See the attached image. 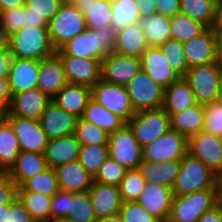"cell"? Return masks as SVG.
Returning a JSON list of instances; mask_svg holds the SVG:
<instances>
[{"mask_svg": "<svg viewBox=\"0 0 222 222\" xmlns=\"http://www.w3.org/2000/svg\"><path fill=\"white\" fill-rule=\"evenodd\" d=\"M2 49H9V47H8V36L0 28V50H2Z\"/></svg>", "mask_w": 222, "mask_h": 222, "instance_id": "cell-63", "label": "cell"}, {"mask_svg": "<svg viewBox=\"0 0 222 222\" xmlns=\"http://www.w3.org/2000/svg\"><path fill=\"white\" fill-rule=\"evenodd\" d=\"M115 53L140 57L149 47L145 33L138 23L130 24L116 33Z\"/></svg>", "mask_w": 222, "mask_h": 222, "instance_id": "cell-28", "label": "cell"}, {"mask_svg": "<svg viewBox=\"0 0 222 222\" xmlns=\"http://www.w3.org/2000/svg\"><path fill=\"white\" fill-rule=\"evenodd\" d=\"M18 138L10 124L4 120L0 124V168L8 172L15 164L20 152Z\"/></svg>", "mask_w": 222, "mask_h": 222, "instance_id": "cell-38", "label": "cell"}, {"mask_svg": "<svg viewBox=\"0 0 222 222\" xmlns=\"http://www.w3.org/2000/svg\"><path fill=\"white\" fill-rule=\"evenodd\" d=\"M81 118L97 125L108 134L115 132L127 124L122 118L113 114L92 98L88 101Z\"/></svg>", "mask_w": 222, "mask_h": 222, "instance_id": "cell-35", "label": "cell"}, {"mask_svg": "<svg viewBox=\"0 0 222 222\" xmlns=\"http://www.w3.org/2000/svg\"><path fill=\"white\" fill-rule=\"evenodd\" d=\"M204 132L222 138V105L212 102L204 105Z\"/></svg>", "mask_w": 222, "mask_h": 222, "instance_id": "cell-50", "label": "cell"}, {"mask_svg": "<svg viewBox=\"0 0 222 222\" xmlns=\"http://www.w3.org/2000/svg\"><path fill=\"white\" fill-rule=\"evenodd\" d=\"M6 113L0 112V124L5 120Z\"/></svg>", "mask_w": 222, "mask_h": 222, "instance_id": "cell-68", "label": "cell"}, {"mask_svg": "<svg viewBox=\"0 0 222 222\" xmlns=\"http://www.w3.org/2000/svg\"><path fill=\"white\" fill-rule=\"evenodd\" d=\"M69 211V192L59 190L52 197L51 222L65 219Z\"/></svg>", "mask_w": 222, "mask_h": 222, "instance_id": "cell-52", "label": "cell"}, {"mask_svg": "<svg viewBox=\"0 0 222 222\" xmlns=\"http://www.w3.org/2000/svg\"><path fill=\"white\" fill-rule=\"evenodd\" d=\"M11 101V94L7 78H0V112L7 113Z\"/></svg>", "mask_w": 222, "mask_h": 222, "instance_id": "cell-55", "label": "cell"}, {"mask_svg": "<svg viewBox=\"0 0 222 222\" xmlns=\"http://www.w3.org/2000/svg\"><path fill=\"white\" fill-rule=\"evenodd\" d=\"M139 7V15L150 16L156 13V0H136Z\"/></svg>", "mask_w": 222, "mask_h": 222, "instance_id": "cell-56", "label": "cell"}, {"mask_svg": "<svg viewBox=\"0 0 222 222\" xmlns=\"http://www.w3.org/2000/svg\"><path fill=\"white\" fill-rule=\"evenodd\" d=\"M17 197L35 222H51L52 197L42 193L17 188Z\"/></svg>", "mask_w": 222, "mask_h": 222, "instance_id": "cell-34", "label": "cell"}, {"mask_svg": "<svg viewBox=\"0 0 222 222\" xmlns=\"http://www.w3.org/2000/svg\"><path fill=\"white\" fill-rule=\"evenodd\" d=\"M213 201L214 189L174 196L167 222H198L201 215L214 206Z\"/></svg>", "mask_w": 222, "mask_h": 222, "instance_id": "cell-7", "label": "cell"}, {"mask_svg": "<svg viewBox=\"0 0 222 222\" xmlns=\"http://www.w3.org/2000/svg\"><path fill=\"white\" fill-rule=\"evenodd\" d=\"M112 29L117 33L130 24L138 23L140 18L136 0H112Z\"/></svg>", "mask_w": 222, "mask_h": 222, "instance_id": "cell-40", "label": "cell"}, {"mask_svg": "<svg viewBox=\"0 0 222 222\" xmlns=\"http://www.w3.org/2000/svg\"><path fill=\"white\" fill-rule=\"evenodd\" d=\"M0 222H35L23 203L16 196L10 204L0 208Z\"/></svg>", "mask_w": 222, "mask_h": 222, "instance_id": "cell-51", "label": "cell"}, {"mask_svg": "<svg viewBox=\"0 0 222 222\" xmlns=\"http://www.w3.org/2000/svg\"><path fill=\"white\" fill-rule=\"evenodd\" d=\"M91 96L98 104L104 106L126 123L136 113L132 107L126 87L99 80L91 87Z\"/></svg>", "mask_w": 222, "mask_h": 222, "instance_id": "cell-10", "label": "cell"}, {"mask_svg": "<svg viewBox=\"0 0 222 222\" xmlns=\"http://www.w3.org/2000/svg\"><path fill=\"white\" fill-rule=\"evenodd\" d=\"M39 70L38 89L51 99L68 84L62 61L56 53L41 59Z\"/></svg>", "mask_w": 222, "mask_h": 222, "instance_id": "cell-22", "label": "cell"}, {"mask_svg": "<svg viewBox=\"0 0 222 222\" xmlns=\"http://www.w3.org/2000/svg\"><path fill=\"white\" fill-rule=\"evenodd\" d=\"M11 54L9 49L0 50V78H7Z\"/></svg>", "mask_w": 222, "mask_h": 222, "instance_id": "cell-57", "label": "cell"}, {"mask_svg": "<svg viewBox=\"0 0 222 222\" xmlns=\"http://www.w3.org/2000/svg\"><path fill=\"white\" fill-rule=\"evenodd\" d=\"M51 100L46 93H43L38 88L12 95L5 116L39 120Z\"/></svg>", "mask_w": 222, "mask_h": 222, "instance_id": "cell-18", "label": "cell"}, {"mask_svg": "<svg viewBox=\"0 0 222 222\" xmlns=\"http://www.w3.org/2000/svg\"><path fill=\"white\" fill-rule=\"evenodd\" d=\"M215 102L222 105V76H221L219 84H218V90H217Z\"/></svg>", "mask_w": 222, "mask_h": 222, "instance_id": "cell-66", "label": "cell"}, {"mask_svg": "<svg viewBox=\"0 0 222 222\" xmlns=\"http://www.w3.org/2000/svg\"><path fill=\"white\" fill-rule=\"evenodd\" d=\"M25 6V0H0V12Z\"/></svg>", "mask_w": 222, "mask_h": 222, "instance_id": "cell-59", "label": "cell"}, {"mask_svg": "<svg viewBox=\"0 0 222 222\" xmlns=\"http://www.w3.org/2000/svg\"><path fill=\"white\" fill-rule=\"evenodd\" d=\"M91 98V87L68 83L52 101L63 110L81 118Z\"/></svg>", "mask_w": 222, "mask_h": 222, "instance_id": "cell-27", "label": "cell"}, {"mask_svg": "<svg viewBox=\"0 0 222 222\" xmlns=\"http://www.w3.org/2000/svg\"><path fill=\"white\" fill-rule=\"evenodd\" d=\"M216 35L217 54L220 61H222V27L213 28Z\"/></svg>", "mask_w": 222, "mask_h": 222, "instance_id": "cell-60", "label": "cell"}, {"mask_svg": "<svg viewBox=\"0 0 222 222\" xmlns=\"http://www.w3.org/2000/svg\"><path fill=\"white\" fill-rule=\"evenodd\" d=\"M187 153L188 138L173 129L142 147L143 160L158 163L181 159Z\"/></svg>", "mask_w": 222, "mask_h": 222, "instance_id": "cell-11", "label": "cell"}, {"mask_svg": "<svg viewBox=\"0 0 222 222\" xmlns=\"http://www.w3.org/2000/svg\"><path fill=\"white\" fill-rule=\"evenodd\" d=\"M138 170L146 183H158L172 188L180 170V159L160 163L142 160Z\"/></svg>", "mask_w": 222, "mask_h": 222, "instance_id": "cell-29", "label": "cell"}, {"mask_svg": "<svg viewBox=\"0 0 222 222\" xmlns=\"http://www.w3.org/2000/svg\"><path fill=\"white\" fill-rule=\"evenodd\" d=\"M140 60L142 71L164 89L180 78L167 63L160 47H148Z\"/></svg>", "mask_w": 222, "mask_h": 222, "instance_id": "cell-21", "label": "cell"}, {"mask_svg": "<svg viewBox=\"0 0 222 222\" xmlns=\"http://www.w3.org/2000/svg\"><path fill=\"white\" fill-rule=\"evenodd\" d=\"M40 60L11 57L8 85L11 96L38 88Z\"/></svg>", "mask_w": 222, "mask_h": 222, "instance_id": "cell-16", "label": "cell"}, {"mask_svg": "<svg viewBox=\"0 0 222 222\" xmlns=\"http://www.w3.org/2000/svg\"><path fill=\"white\" fill-rule=\"evenodd\" d=\"M26 26V7H16L0 12V28L7 36Z\"/></svg>", "mask_w": 222, "mask_h": 222, "instance_id": "cell-48", "label": "cell"}, {"mask_svg": "<svg viewBox=\"0 0 222 222\" xmlns=\"http://www.w3.org/2000/svg\"><path fill=\"white\" fill-rule=\"evenodd\" d=\"M18 138L21 151L44 153L48 144V137L41 128L39 120L5 116Z\"/></svg>", "mask_w": 222, "mask_h": 222, "instance_id": "cell-14", "label": "cell"}, {"mask_svg": "<svg viewBox=\"0 0 222 222\" xmlns=\"http://www.w3.org/2000/svg\"><path fill=\"white\" fill-rule=\"evenodd\" d=\"M214 187L222 191V170L215 173Z\"/></svg>", "mask_w": 222, "mask_h": 222, "instance_id": "cell-64", "label": "cell"}, {"mask_svg": "<svg viewBox=\"0 0 222 222\" xmlns=\"http://www.w3.org/2000/svg\"><path fill=\"white\" fill-rule=\"evenodd\" d=\"M81 145L74 134L50 139L44 151V156L50 168H57L69 162L78 160Z\"/></svg>", "mask_w": 222, "mask_h": 222, "instance_id": "cell-25", "label": "cell"}, {"mask_svg": "<svg viewBox=\"0 0 222 222\" xmlns=\"http://www.w3.org/2000/svg\"><path fill=\"white\" fill-rule=\"evenodd\" d=\"M170 22L171 39L181 41L182 43L190 41L207 28L200 22L182 13H178L171 17Z\"/></svg>", "mask_w": 222, "mask_h": 222, "instance_id": "cell-41", "label": "cell"}, {"mask_svg": "<svg viewBox=\"0 0 222 222\" xmlns=\"http://www.w3.org/2000/svg\"><path fill=\"white\" fill-rule=\"evenodd\" d=\"M127 124L142 147L171 129L170 115L163 108L138 111Z\"/></svg>", "mask_w": 222, "mask_h": 222, "instance_id": "cell-6", "label": "cell"}, {"mask_svg": "<svg viewBox=\"0 0 222 222\" xmlns=\"http://www.w3.org/2000/svg\"><path fill=\"white\" fill-rule=\"evenodd\" d=\"M74 135L80 145H108L109 134L82 118L77 120Z\"/></svg>", "mask_w": 222, "mask_h": 222, "instance_id": "cell-43", "label": "cell"}, {"mask_svg": "<svg viewBox=\"0 0 222 222\" xmlns=\"http://www.w3.org/2000/svg\"><path fill=\"white\" fill-rule=\"evenodd\" d=\"M127 170V168L108 156L94 176V181L118 187Z\"/></svg>", "mask_w": 222, "mask_h": 222, "instance_id": "cell-47", "label": "cell"}, {"mask_svg": "<svg viewBox=\"0 0 222 222\" xmlns=\"http://www.w3.org/2000/svg\"><path fill=\"white\" fill-rule=\"evenodd\" d=\"M173 197L172 188L158 183H146L137 202L160 222H167Z\"/></svg>", "mask_w": 222, "mask_h": 222, "instance_id": "cell-19", "label": "cell"}, {"mask_svg": "<svg viewBox=\"0 0 222 222\" xmlns=\"http://www.w3.org/2000/svg\"><path fill=\"white\" fill-rule=\"evenodd\" d=\"M108 156V145H81L78 161L92 176H95Z\"/></svg>", "mask_w": 222, "mask_h": 222, "instance_id": "cell-42", "label": "cell"}, {"mask_svg": "<svg viewBox=\"0 0 222 222\" xmlns=\"http://www.w3.org/2000/svg\"><path fill=\"white\" fill-rule=\"evenodd\" d=\"M48 168L44 153L20 151L15 164L7 173L18 188L27 180Z\"/></svg>", "mask_w": 222, "mask_h": 222, "instance_id": "cell-26", "label": "cell"}, {"mask_svg": "<svg viewBox=\"0 0 222 222\" xmlns=\"http://www.w3.org/2000/svg\"><path fill=\"white\" fill-rule=\"evenodd\" d=\"M65 219L73 222H97L88 191L69 192V211Z\"/></svg>", "mask_w": 222, "mask_h": 222, "instance_id": "cell-39", "label": "cell"}, {"mask_svg": "<svg viewBox=\"0 0 222 222\" xmlns=\"http://www.w3.org/2000/svg\"><path fill=\"white\" fill-rule=\"evenodd\" d=\"M59 189L68 192H86L94 182L92 176L78 160L55 168Z\"/></svg>", "mask_w": 222, "mask_h": 222, "instance_id": "cell-24", "label": "cell"}, {"mask_svg": "<svg viewBox=\"0 0 222 222\" xmlns=\"http://www.w3.org/2000/svg\"><path fill=\"white\" fill-rule=\"evenodd\" d=\"M86 29L84 14L76 6L71 5H61L48 23V31L55 51L60 50Z\"/></svg>", "mask_w": 222, "mask_h": 222, "instance_id": "cell-4", "label": "cell"}, {"mask_svg": "<svg viewBox=\"0 0 222 222\" xmlns=\"http://www.w3.org/2000/svg\"><path fill=\"white\" fill-rule=\"evenodd\" d=\"M75 6L84 14L87 29L111 26L112 0H79Z\"/></svg>", "mask_w": 222, "mask_h": 222, "instance_id": "cell-30", "label": "cell"}, {"mask_svg": "<svg viewBox=\"0 0 222 222\" xmlns=\"http://www.w3.org/2000/svg\"><path fill=\"white\" fill-rule=\"evenodd\" d=\"M141 70L140 57L112 52L102 60L101 79L111 84L126 86Z\"/></svg>", "mask_w": 222, "mask_h": 222, "instance_id": "cell-12", "label": "cell"}, {"mask_svg": "<svg viewBox=\"0 0 222 222\" xmlns=\"http://www.w3.org/2000/svg\"><path fill=\"white\" fill-rule=\"evenodd\" d=\"M214 27H222V0H217Z\"/></svg>", "mask_w": 222, "mask_h": 222, "instance_id": "cell-61", "label": "cell"}, {"mask_svg": "<svg viewBox=\"0 0 222 222\" xmlns=\"http://www.w3.org/2000/svg\"><path fill=\"white\" fill-rule=\"evenodd\" d=\"M215 173L189 153L180 159V170L173 184L174 196L214 189Z\"/></svg>", "mask_w": 222, "mask_h": 222, "instance_id": "cell-3", "label": "cell"}, {"mask_svg": "<svg viewBox=\"0 0 222 222\" xmlns=\"http://www.w3.org/2000/svg\"><path fill=\"white\" fill-rule=\"evenodd\" d=\"M22 187L26 191L42 193L48 196H53L60 190L55 169L50 167L27 180Z\"/></svg>", "mask_w": 222, "mask_h": 222, "instance_id": "cell-45", "label": "cell"}, {"mask_svg": "<svg viewBox=\"0 0 222 222\" xmlns=\"http://www.w3.org/2000/svg\"><path fill=\"white\" fill-rule=\"evenodd\" d=\"M217 0H180V13L214 28Z\"/></svg>", "mask_w": 222, "mask_h": 222, "instance_id": "cell-37", "label": "cell"}, {"mask_svg": "<svg viewBox=\"0 0 222 222\" xmlns=\"http://www.w3.org/2000/svg\"><path fill=\"white\" fill-rule=\"evenodd\" d=\"M61 5H71V6H75L79 0H60Z\"/></svg>", "mask_w": 222, "mask_h": 222, "instance_id": "cell-67", "label": "cell"}, {"mask_svg": "<svg viewBox=\"0 0 222 222\" xmlns=\"http://www.w3.org/2000/svg\"><path fill=\"white\" fill-rule=\"evenodd\" d=\"M118 214L123 222H160L137 201L122 202Z\"/></svg>", "mask_w": 222, "mask_h": 222, "instance_id": "cell-49", "label": "cell"}, {"mask_svg": "<svg viewBox=\"0 0 222 222\" xmlns=\"http://www.w3.org/2000/svg\"><path fill=\"white\" fill-rule=\"evenodd\" d=\"M183 44L188 68L219 61L213 28H206L202 33Z\"/></svg>", "mask_w": 222, "mask_h": 222, "instance_id": "cell-17", "label": "cell"}, {"mask_svg": "<svg viewBox=\"0 0 222 222\" xmlns=\"http://www.w3.org/2000/svg\"><path fill=\"white\" fill-rule=\"evenodd\" d=\"M135 112L163 107L164 88L140 71L126 86Z\"/></svg>", "mask_w": 222, "mask_h": 222, "instance_id": "cell-9", "label": "cell"}, {"mask_svg": "<svg viewBox=\"0 0 222 222\" xmlns=\"http://www.w3.org/2000/svg\"><path fill=\"white\" fill-rule=\"evenodd\" d=\"M109 156L128 170L138 169L143 160L142 146L128 124L109 134Z\"/></svg>", "mask_w": 222, "mask_h": 222, "instance_id": "cell-8", "label": "cell"}, {"mask_svg": "<svg viewBox=\"0 0 222 222\" xmlns=\"http://www.w3.org/2000/svg\"><path fill=\"white\" fill-rule=\"evenodd\" d=\"M204 116V105L196 103L188 109L170 116L171 129L189 138L203 130Z\"/></svg>", "mask_w": 222, "mask_h": 222, "instance_id": "cell-32", "label": "cell"}, {"mask_svg": "<svg viewBox=\"0 0 222 222\" xmlns=\"http://www.w3.org/2000/svg\"><path fill=\"white\" fill-rule=\"evenodd\" d=\"M188 153L212 170H222V138L201 131L188 138Z\"/></svg>", "mask_w": 222, "mask_h": 222, "instance_id": "cell-13", "label": "cell"}, {"mask_svg": "<svg viewBox=\"0 0 222 222\" xmlns=\"http://www.w3.org/2000/svg\"><path fill=\"white\" fill-rule=\"evenodd\" d=\"M77 120L78 117L51 100L39 118V123L50 140L74 134Z\"/></svg>", "mask_w": 222, "mask_h": 222, "instance_id": "cell-20", "label": "cell"}, {"mask_svg": "<svg viewBox=\"0 0 222 222\" xmlns=\"http://www.w3.org/2000/svg\"><path fill=\"white\" fill-rule=\"evenodd\" d=\"M197 102L189 83L184 77H180L164 89L163 109L171 116L173 113L184 111Z\"/></svg>", "mask_w": 222, "mask_h": 222, "instance_id": "cell-31", "label": "cell"}, {"mask_svg": "<svg viewBox=\"0 0 222 222\" xmlns=\"http://www.w3.org/2000/svg\"><path fill=\"white\" fill-rule=\"evenodd\" d=\"M156 13L166 17H173L180 13V0H156Z\"/></svg>", "mask_w": 222, "mask_h": 222, "instance_id": "cell-54", "label": "cell"}, {"mask_svg": "<svg viewBox=\"0 0 222 222\" xmlns=\"http://www.w3.org/2000/svg\"><path fill=\"white\" fill-rule=\"evenodd\" d=\"M60 6V0H25L26 26L48 27Z\"/></svg>", "mask_w": 222, "mask_h": 222, "instance_id": "cell-36", "label": "cell"}, {"mask_svg": "<svg viewBox=\"0 0 222 222\" xmlns=\"http://www.w3.org/2000/svg\"><path fill=\"white\" fill-rule=\"evenodd\" d=\"M97 222H123L119 214H115L106 218L98 219Z\"/></svg>", "mask_w": 222, "mask_h": 222, "instance_id": "cell-65", "label": "cell"}, {"mask_svg": "<svg viewBox=\"0 0 222 222\" xmlns=\"http://www.w3.org/2000/svg\"><path fill=\"white\" fill-rule=\"evenodd\" d=\"M222 76V61L194 66L184 76L198 104L215 102L218 84Z\"/></svg>", "mask_w": 222, "mask_h": 222, "instance_id": "cell-5", "label": "cell"}, {"mask_svg": "<svg viewBox=\"0 0 222 222\" xmlns=\"http://www.w3.org/2000/svg\"><path fill=\"white\" fill-rule=\"evenodd\" d=\"M145 33L149 47H160L171 39L170 18L157 13L150 16H142L138 20Z\"/></svg>", "mask_w": 222, "mask_h": 222, "instance_id": "cell-33", "label": "cell"}, {"mask_svg": "<svg viewBox=\"0 0 222 222\" xmlns=\"http://www.w3.org/2000/svg\"><path fill=\"white\" fill-rule=\"evenodd\" d=\"M70 84L92 87L101 80L102 61L76 56H59Z\"/></svg>", "mask_w": 222, "mask_h": 222, "instance_id": "cell-15", "label": "cell"}, {"mask_svg": "<svg viewBox=\"0 0 222 222\" xmlns=\"http://www.w3.org/2000/svg\"><path fill=\"white\" fill-rule=\"evenodd\" d=\"M160 49L175 73L180 77H184L189 69L185 57L184 44L181 41L170 39L162 44Z\"/></svg>", "mask_w": 222, "mask_h": 222, "instance_id": "cell-44", "label": "cell"}, {"mask_svg": "<svg viewBox=\"0 0 222 222\" xmlns=\"http://www.w3.org/2000/svg\"><path fill=\"white\" fill-rule=\"evenodd\" d=\"M145 185L146 181L138 169L127 170L118 185L122 201H137Z\"/></svg>", "mask_w": 222, "mask_h": 222, "instance_id": "cell-46", "label": "cell"}, {"mask_svg": "<svg viewBox=\"0 0 222 222\" xmlns=\"http://www.w3.org/2000/svg\"><path fill=\"white\" fill-rule=\"evenodd\" d=\"M11 57L41 60L56 51L48 27L25 26L8 36Z\"/></svg>", "mask_w": 222, "mask_h": 222, "instance_id": "cell-2", "label": "cell"}, {"mask_svg": "<svg viewBox=\"0 0 222 222\" xmlns=\"http://www.w3.org/2000/svg\"><path fill=\"white\" fill-rule=\"evenodd\" d=\"M116 32L111 26L86 29L55 53L58 56H76L103 60L115 51Z\"/></svg>", "mask_w": 222, "mask_h": 222, "instance_id": "cell-1", "label": "cell"}, {"mask_svg": "<svg viewBox=\"0 0 222 222\" xmlns=\"http://www.w3.org/2000/svg\"><path fill=\"white\" fill-rule=\"evenodd\" d=\"M54 222H73V221H70V220H67V219H60V220H57V221H54Z\"/></svg>", "mask_w": 222, "mask_h": 222, "instance_id": "cell-69", "label": "cell"}, {"mask_svg": "<svg viewBox=\"0 0 222 222\" xmlns=\"http://www.w3.org/2000/svg\"><path fill=\"white\" fill-rule=\"evenodd\" d=\"M88 193L97 219L119 213L123 201L117 186L94 181Z\"/></svg>", "mask_w": 222, "mask_h": 222, "instance_id": "cell-23", "label": "cell"}, {"mask_svg": "<svg viewBox=\"0 0 222 222\" xmlns=\"http://www.w3.org/2000/svg\"><path fill=\"white\" fill-rule=\"evenodd\" d=\"M214 207L222 213V191L214 187Z\"/></svg>", "mask_w": 222, "mask_h": 222, "instance_id": "cell-62", "label": "cell"}, {"mask_svg": "<svg viewBox=\"0 0 222 222\" xmlns=\"http://www.w3.org/2000/svg\"><path fill=\"white\" fill-rule=\"evenodd\" d=\"M17 196V186L7 172L0 175V208L10 204Z\"/></svg>", "mask_w": 222, "mask_h": 222, "instance_id": "cell-53", "label": "cell"}, {"mask_svg": "<svg viewBox=\"0 0 222 222\" xmlns=\"http://www.w3.org/2000/svg\"><path fill=\"white\" fill-rule=\"evenodd\" d=\"M198 222H222V213L213 206L201 215Z\"/></svg>", "mask_w": 222, "mask_h": 222, "instance_id": "cell-58", "label": "cell"}]
</instances>
